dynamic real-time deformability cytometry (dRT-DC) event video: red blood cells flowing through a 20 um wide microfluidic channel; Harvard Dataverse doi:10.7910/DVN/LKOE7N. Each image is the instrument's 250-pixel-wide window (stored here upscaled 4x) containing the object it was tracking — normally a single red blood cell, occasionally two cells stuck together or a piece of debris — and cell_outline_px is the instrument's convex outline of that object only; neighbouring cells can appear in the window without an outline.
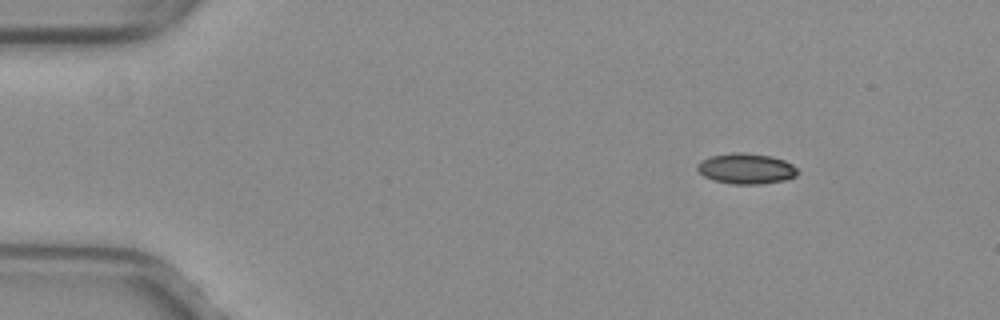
{"species": "common noctule bat (a hibernating species)", "species_latin": "Nyctalus noctula", "temperature_condition": "warm", "stored_images_in_passage": 46, "camera_frame_rate_fps": 3000, "um_per_image_px": 0.085, "animal": {"sex": "female", "body_mass_g": 29.2, "forearm_length_mm": 56.3}, "frame": {"image": 1, "passage_image": 1, "time_ms": 0.0, "image_size_px": [1000, 320], "cell_outline_px": [[800, 172], [796, 176], [784, 180], [760, 184], [732, 184], [712, 180], [704, 176], [696, 168], [696, 164], [700, 160], [712, 156], [732, 152], [740, 152], [772, 156], [784, 160], [792, 164]], "centroid_in_image_um": [63.41, 14.33], "position_along_channel_um": 21.6, "area_um2": 17.98}}
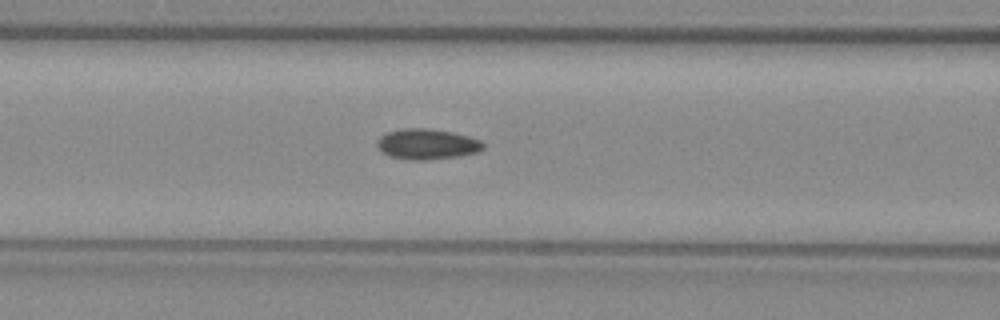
{"frame": {"image": 2, "passage_image": 16, "time_ms": 5.0, "image_size_px": [1000, 320], "cell_outline_px": [[484, 148], [476, 152], [460, 156], [428, 160], [408, 160], [388, 156], [376, 144], [376, 140], [380, 136], [388, 132], [404, 128], [428, 128], [452, 132], [468, 136], [480, 140], [484, 144]], "centroid_in_image_um": [36.29, 12.25], "position_along_channel_um": 130.3, "area_um2": 18.9}}
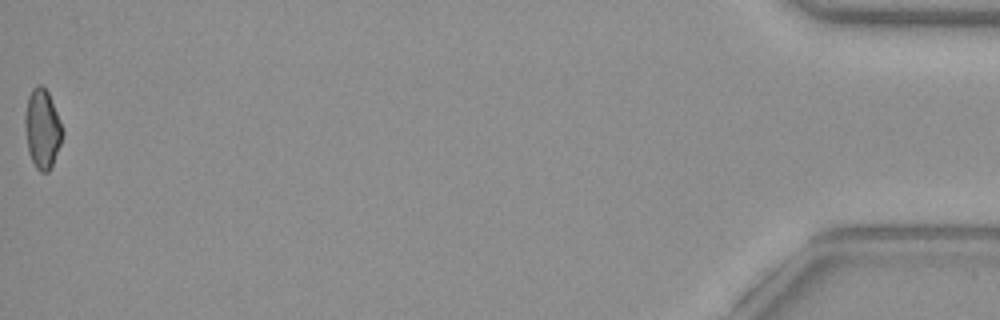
{"frame": {"image": 3, "passage_image": 46, "time_ms": 15.0, "image_size_px": [1000, 320], "cell_outline_px": [[64, 132], [60, 144], [52, 164], [48, 172], [40, 172], [36, 168], [28, 152], [24, 124], [24, 116], [28, 96], [32, 88], [36, 84], [40, 84], [48, 92], [64, 128]], "centroid_in_image_um": [3.59, 10.92], "position_along_channel_um": 431.6, "area_um2": 17.4}, "authors_computed_cell_mechanics": {"area_um2": 17.918, "velocity_mm_per_s": 4.0304, "shape_relaxation_time_tau1_ms": null, "shape_relaxation_time_tau2_ms": 3.1722, "deformation_change_tau1": null, "deformation_change_tau2": 0.0875}}